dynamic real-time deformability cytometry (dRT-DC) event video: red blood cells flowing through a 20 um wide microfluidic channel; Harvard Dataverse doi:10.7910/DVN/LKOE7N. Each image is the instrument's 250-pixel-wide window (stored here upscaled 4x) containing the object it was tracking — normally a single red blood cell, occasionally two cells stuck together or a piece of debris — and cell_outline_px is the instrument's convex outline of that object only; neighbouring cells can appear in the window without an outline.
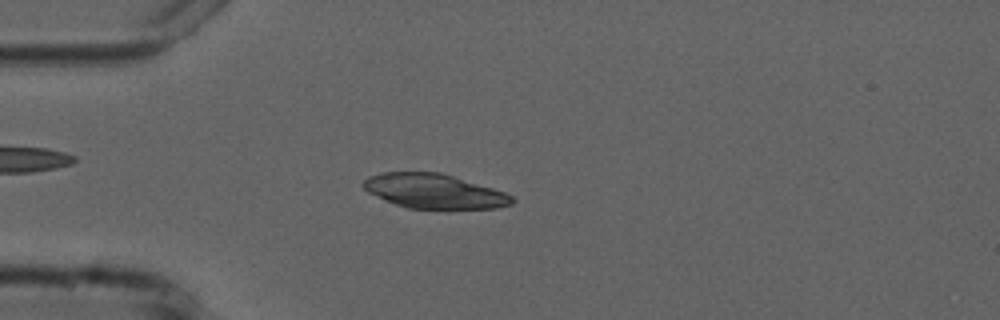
{"species": "common noctule bat (a hibernating species)", "species_latin": "Nyctalus noctula", "temperature_condition": "cold", "stored_images_in_passage": 53, "camera_frame_rate_fps": 3000, "um_per_image_px": 0.085, "animal": {"sex": "male", "forearm_length_mm": 52.5}, "frame": {"image": 1, "passage_image": 14, "time_ms": 4.333, "image_size_px": [1000, 320], "cell_outline_px": [[516, 200], [512, 204], [496, 208], [408, 208], [396, 204], [368, 192], [360, 184], [368, 176], [380, 172], [440, 172], [492, 188], [504, 192], [512, 196]], "centroid_in_image_um": [36.88, 16.24], "position_along_channel_um": 48.1, "area_um2": 29.59}}
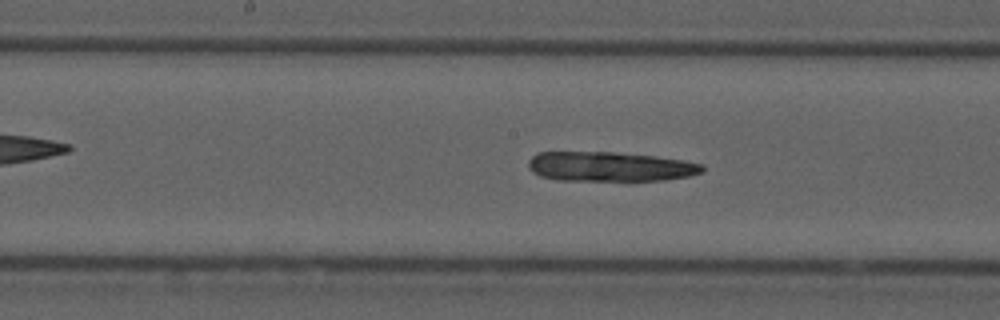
{"frame": {"image": 2, "passage_image": 27, "time_ms": 8.667, "image_size_px": [1000, 320], "cell_outline_px": [[704, 172], [688, 176], [664, 180], [632, 184], [556, 180], [540, 176], [532, 172], [528, 168], [528, 160], [536, 152], [616, 152], [656, 156], [704, 164]], "centroid_in_image_um": [51.85, 14.22], "position_along_channel_um": 196.4, "area_um2": 31.67}}
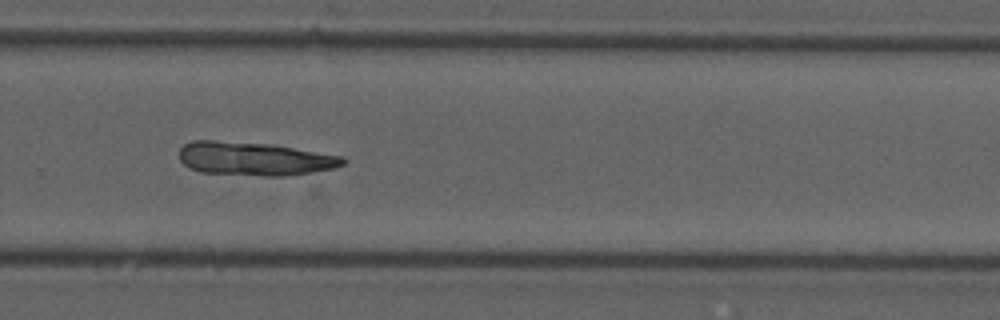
{"frame": {"image": 3, "passage_image": 36, "time_ms": 11.667, "image_size_px": [1000, 320], "cell_outline_px": [[348, 160], [344, 164], [332, 168], [312, 172], [284, 176], [264, 176], [200, 172], [188, 168], [180, 160], [180, 148], [184, 144], [192, 140], [216, 140], [272, 144], [344, 156]], "centroid_in_image_um": [21.62, 13.48], "position_along_channel_um": 308.2, "area_um2": 32.19}}